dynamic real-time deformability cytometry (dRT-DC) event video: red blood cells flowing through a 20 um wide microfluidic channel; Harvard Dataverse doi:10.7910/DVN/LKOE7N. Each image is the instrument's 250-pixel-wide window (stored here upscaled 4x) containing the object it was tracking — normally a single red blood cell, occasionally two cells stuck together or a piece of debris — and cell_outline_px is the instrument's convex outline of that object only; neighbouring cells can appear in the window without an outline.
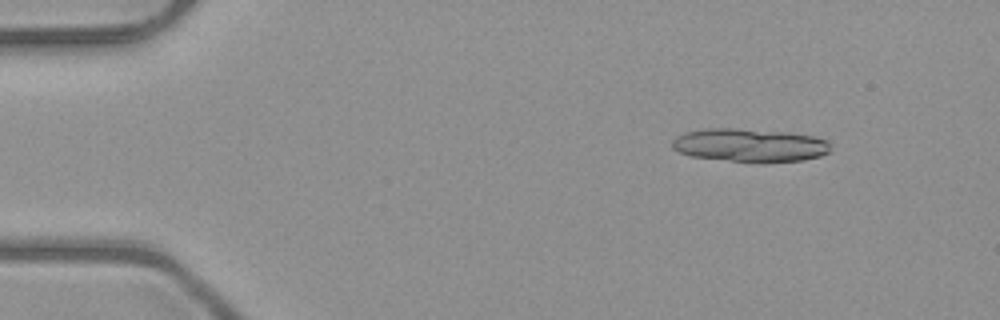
{"species": "common noctule bat (a hibernating species)", "species_latin": "Nyctalus noctula", "temperature_condition": "room temperature", "stored_images_in_passage": 14, "camera_frame_rate_fps": 3000, "um_per_image_px": 0.085, "animal": {"sex": "male", "body_mass_g": 23.1, "forearm_length_mm": 52.7}, "frame": {"image": 1, "passage_image": 1, "time_ms": 0.0, "image_size_px": [1000, 320], "cell_outline_px": [[828, 152], [820, 156], [804, 160], [764, 164], [692, 156], [680, 152], [672, 148], [672, 140], [676, 136], [684, 132], [704, 128], [736, 128], [792, 132], [812, 136], [828, 140]], "centroid_in_image_um": [63.73, 12.34], "position_along_channel_um": 21.3, "area_um2": 31.21}}
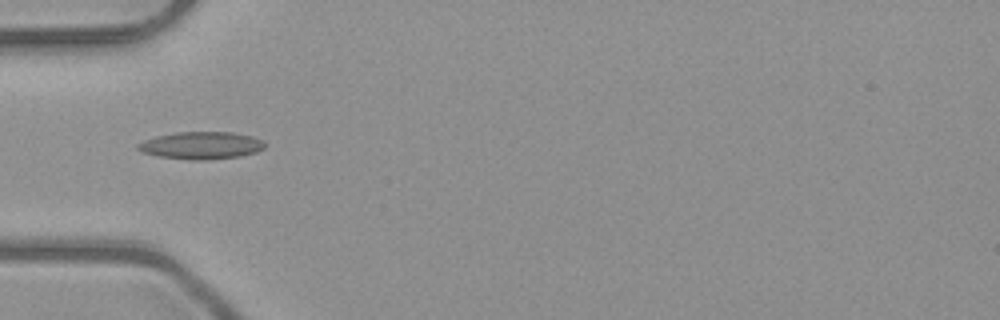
{"frame": {"image": 2, "passage_image": 12, "time_ms": 3.667, "image_size_px": [1000, 320], "cell_outline_px": [[264, 148], [256, 152], [240, 156], [208, 160], [188, 160], [160, 156], [144, 152], [136, 148], [136, 144], [144, 140], [156, 136], [176, 132], [232, 132], [252, 136], [264, 140]], "centroid_in_image_um": [17.11, 12.36], "position_along_channel_um": 67.9, "area_um2": 20.29}}